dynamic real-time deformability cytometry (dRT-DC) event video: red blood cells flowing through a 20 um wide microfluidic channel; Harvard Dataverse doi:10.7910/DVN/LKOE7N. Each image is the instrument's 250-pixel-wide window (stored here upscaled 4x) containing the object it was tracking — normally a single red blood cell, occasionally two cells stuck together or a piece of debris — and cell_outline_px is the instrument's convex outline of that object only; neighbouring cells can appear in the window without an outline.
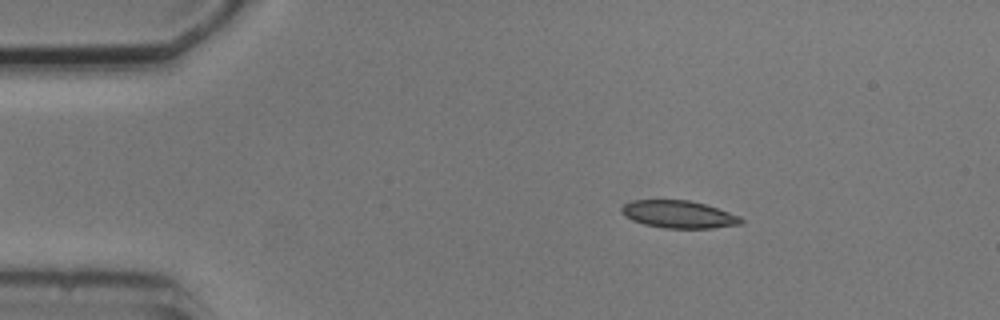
{"species": "common noctule bat (a hibernating species)", "species_latin": "Nyctalus noctula", "temperature_condition": "cold", "stored_images_in_passage": 4, "camera_frame_rate_fps": 3000, "um_per_image_px": 0.085, "animal": {"sex": "male", "body_mass_g": 20.5, "forearm_length_mm": 52.5}, "frame": {"image": 1, "passage_image": 2, "time_ms": 1.0, "image_size_px": [1000, 320], "cell_outline_px": [[744, 224], [712, 228], [664, 228], [644, 224], [632, 220], [620, 208], [624, 204], [632, 200], [688, 200], [704, 204], [740, 216], [744, 220]], "centroid_in_image_um": [57.73, 18.22], "position_along_channel_um": 27.3, "area_um2": 18.96}}
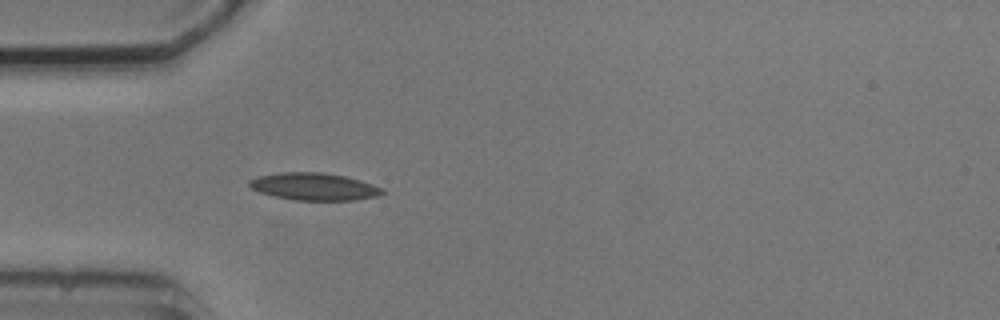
{"frame": {"image": 2, "passage_image": 4, "time_ms": 3.333, "image_size_px": [1000, 320], "cell_outline_px": [[384, 192], [376, 196], [352, 200], [292, 200], [260, 192], [252, 188], [248, 184], [248, 180], [256, 176], [280, 172], [324, 172], [344, 176], [360, 180], [384, 188]], "centroid_in_image_um": [26.67, 15.85], "position_along_channel_um": 58.3, "area_um2": 21.15}}